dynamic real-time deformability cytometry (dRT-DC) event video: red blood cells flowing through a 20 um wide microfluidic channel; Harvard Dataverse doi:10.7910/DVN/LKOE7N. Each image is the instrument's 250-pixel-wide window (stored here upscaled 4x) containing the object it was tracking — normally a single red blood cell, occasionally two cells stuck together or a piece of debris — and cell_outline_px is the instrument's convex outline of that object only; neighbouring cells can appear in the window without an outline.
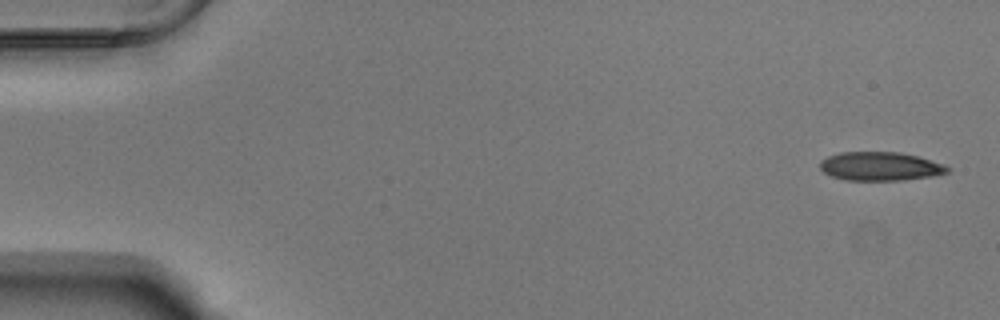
{"species": "Egyptian fruit bat (a non-hibernating species)", "species_latin": "Rousettus aegyptiacus", "temperature_condition": "warm", "stored_images_in_passage": 11, "camera_frame_rate_fps": 3000, "um_per_image_px": 0.085, "animal": {"sex": "male"}, "frame": {"image": 1, "passage_image": 1, "time_ms": 0.0, "image_size_px": [1000, 320], "cell_outline_px": [[948, 172], [932, 176], [904, 180], [844, 180], [832, 176], [824, 172], [820, 168], [820, 160], [828, 156], [840, 152], [900, 152], [916, 156], [944, 164], [948, 168]], "centroid_in_image_um": [74.78, 14.13], "position_along_channel_um": 10.2, "area_um2": 21.21}}